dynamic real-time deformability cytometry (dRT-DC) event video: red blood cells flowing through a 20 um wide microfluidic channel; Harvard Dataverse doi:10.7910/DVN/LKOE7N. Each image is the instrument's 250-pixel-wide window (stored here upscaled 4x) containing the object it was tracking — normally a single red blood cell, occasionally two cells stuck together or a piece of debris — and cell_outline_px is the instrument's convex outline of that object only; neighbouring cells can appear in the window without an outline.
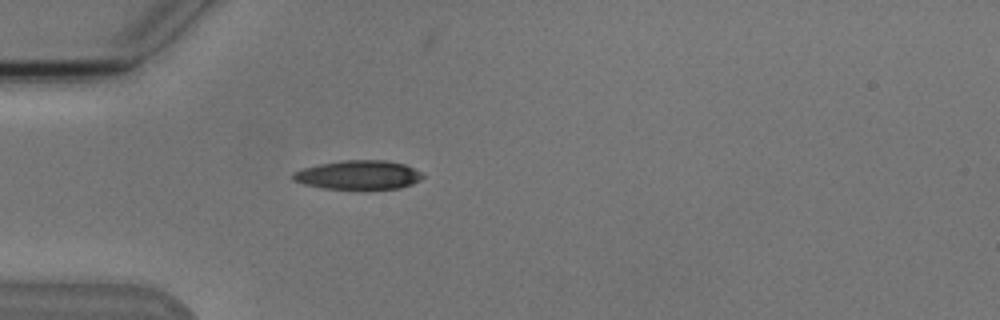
{"species": "Egyptian fruit bat (a non-hibernating species)", "species_latin": "Rousettus aegyptiacus", "temperature_condition": "cold", "stored_images_in_passage": 5, "camera_frame_rate_fps": 3000, "um_per_image_px": 0.085, "animal": {"sex": "male"}, "frame": {"image": 1, "passage_image": 4, "time_ms": 4.667, "image_size_px": [1000, 320], "cell_outline_px": [[424, 176], [420, 180], [412, 184], [400, 188], [324, 188], [304, 184], [292, 180], [292, 172], [304, 168], [320, 164], [344, 160], [384, 160], [404, 164], [420, 172]], "centroid_in_image_um": [30.45, 14.86], "position_along_channel_um": 54.6, "area_um2": 21.56}}